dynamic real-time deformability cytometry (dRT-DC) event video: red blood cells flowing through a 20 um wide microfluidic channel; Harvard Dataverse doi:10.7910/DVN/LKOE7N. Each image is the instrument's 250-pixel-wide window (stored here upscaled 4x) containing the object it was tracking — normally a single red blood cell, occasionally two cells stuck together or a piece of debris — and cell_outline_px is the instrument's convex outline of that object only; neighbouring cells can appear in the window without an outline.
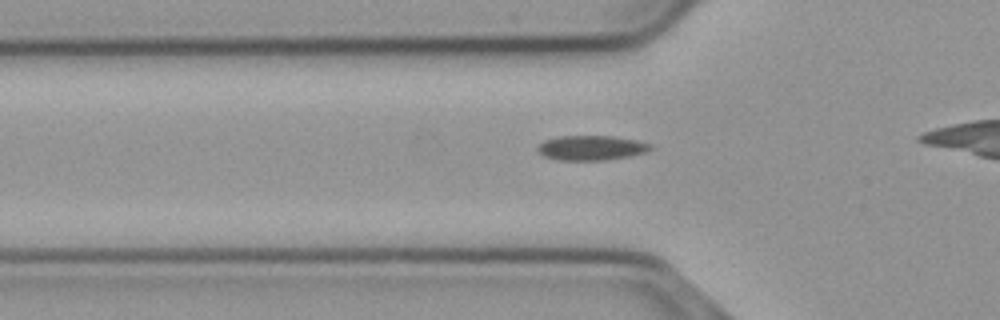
{"species": "common noctule bat (a hibernating species)", "species_latin": "Nyctalus noctula", "temperature_condition": "cold", "stored_images_in_passage": 29, "camera_frame_rate_fps": 3000, "um_per_image_px": 0.085, "animal": {"sex": "male", "body_mass_g": 23.1, "forearm_length_mm": 52.7}, "frame": {"image": 1, "passage_image": 2, "time_ms": 0.333, "image_size_px": [1000, 320], "cell_outline_px": [[652, 148], [644, 152], [628, 156], [604, 160], [556, 160], [544, 156], [536, 148], [544, 140], [560, 136], [612, 136], [636, 140], [652, 144]], "centroid_in_image_um": [50.24, 12.56], "position_along_channel_um": 75.6, "area_um2": 16.13}}
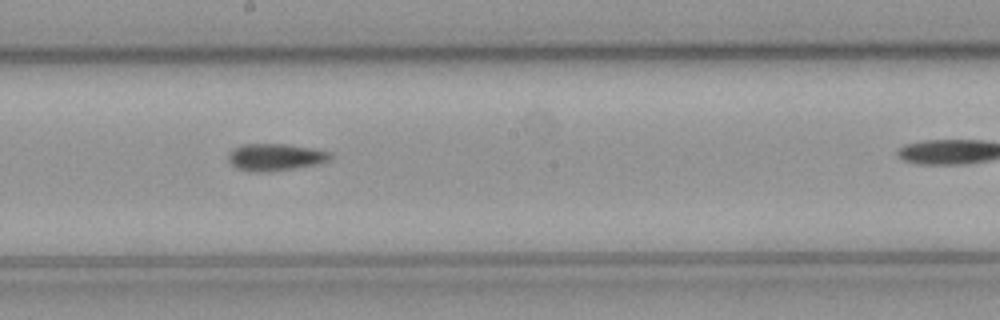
{"frame": {"image": 2, "passage_image": 14, "time_ms": 4.333, "image_size_px": [1000, 320], "cell_outline_px": [[332, 156], [328, 160], [320, 164], [296, 168], [268, 172], [256, 172], [236, 168], [228, 160], [228, 152], [232, 148], [244, 144], [284, 144], [332, 152]], "centroid_in_image_um": [23.38, 13.36], "position_along_channel_um": 224.8, "area_um2": 16.13}}
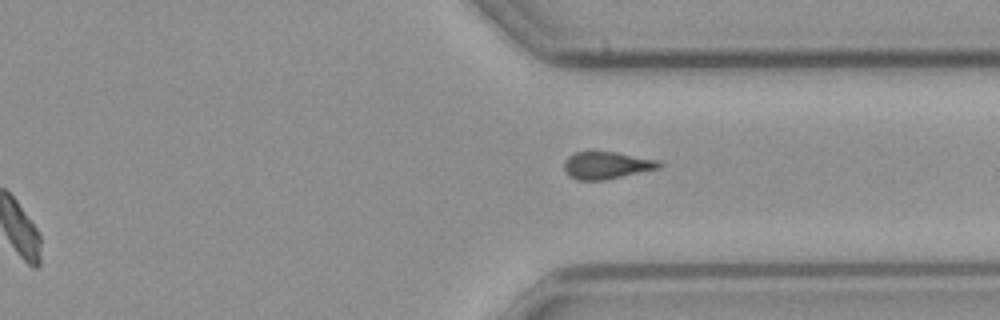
{"frame": {"image": 3, "passage_image": 25, "time_ms": 8.0, "image_size_px": [1000, 320], "cell_outline_px": [[664, 164], [660, 168], [604, 180], [576, 180], [564, 172], [564, 160], [568, 156], [576, 152], [616, 152], [656, 160]], "centroid_in_image_um": [51.53, 14.06], "position_along_channel_um": 359.9, "area_um2": 15.03}}